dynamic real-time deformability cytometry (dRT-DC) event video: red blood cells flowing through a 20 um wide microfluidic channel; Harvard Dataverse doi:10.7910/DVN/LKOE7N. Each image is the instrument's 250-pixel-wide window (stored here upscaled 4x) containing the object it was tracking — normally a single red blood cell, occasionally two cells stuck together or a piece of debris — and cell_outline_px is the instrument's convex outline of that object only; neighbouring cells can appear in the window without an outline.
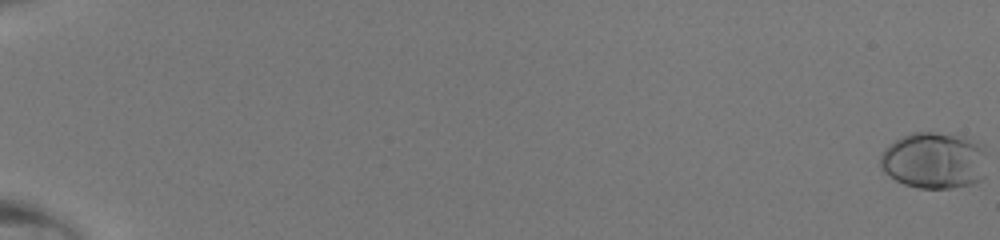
{"species": "human", "species_latin": "Homo sapiens", "temperature_condition": "room temperature", "stored_images_in_passage": 51, "camera_frame_rate_fps": 3000, "um_per_image_px": 0.085, "donor": {"sex": "male"}, "frame": {"image": 1, "passage_image": 1, "time_ms": 0.0, "image_size_px": [1000, 240], "cell_outline_px": [[984, 176], [976, 184], [952, 188], [920, 188], [904, 184], [896, 180], [884, 172], [880, 164], [880, 156], [884, 148], [896, 140], [912, 132], [932, 132], [964, 136], [984, 148]], "centroid_in_image_um": [79.39, 13.65], "position_along_channel_um": 5.6, "area_um2": 35.08}}
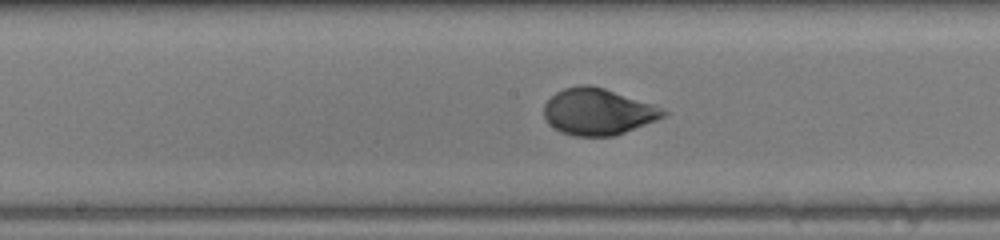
{"frame": {"image": 2, "passage_image": 30, "time_ms": 9.667, "image_size_px": [1000, 240], "cell_outline_px": [[668, 112], [664, 116], [656, 120], [616, 136], [576, 136], [560, 132], [548, 124], [544, 116], [544, 104], [556, 92], [564, 88], [580, 84], [588, 84], [604, 88], [652, 104]], "centroid_in_image_um": [50.79, 9.5], "position_along_channel_um": 197.4, "area_um2": 32.25}}
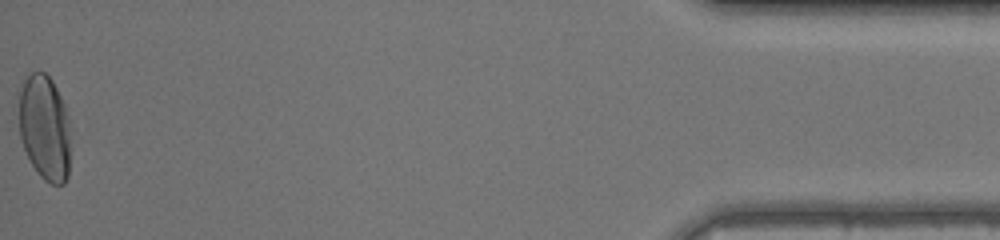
{"frame": {"image": 3, "passage_image": 51, "time_ms": 16.667, "image_size_px": [1000, 240], "cell_outline_px": [[72, 120], [68, 176], [64, 184], [52, 184], [44, 180], [40, 176], [32, 164], [24, 148], [20, 136], [16, 92], [20, 80], [32, 72], [44, 72], [52, 80]], "centroid_in_image_um": [3.78, 10.79], "position_along_channel_um": 431.4, "area_um2": 33.18}}